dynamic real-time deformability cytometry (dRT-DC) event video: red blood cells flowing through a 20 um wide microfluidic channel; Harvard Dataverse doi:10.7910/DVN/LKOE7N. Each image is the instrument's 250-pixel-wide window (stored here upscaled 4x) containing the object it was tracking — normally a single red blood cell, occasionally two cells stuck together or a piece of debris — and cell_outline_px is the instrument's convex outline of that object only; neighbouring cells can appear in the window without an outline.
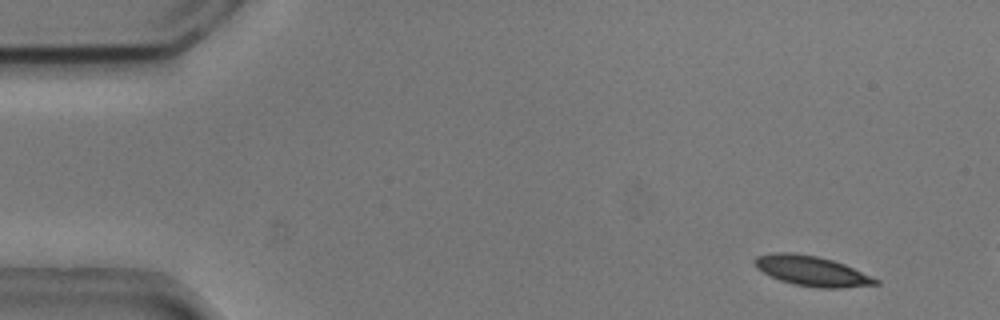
{"species": "common noctule bat (a hibernating species)", "species_latin": "Nyctalus noctula", "temperature_condition": "cold", "stored_images_in_passage": 12, "camera_frame_rate_fps": 3000, "um_per_image_px": 0.085, "animal": {"sex": "male", "body_mass_g": 20.5, "forearm_length_mm": 52.5}, "frame": {"image": 1, "passage_image": 4, "time_ms": 1.0, "image_size_px": [1000, 320], "cell_outline_px": [[880, 284], [844, 288], [816, 288], [796, 284], [780, 280], [756, 268], [752, 260], [756, 256], [776, 252], [792, 252], [816, 256], [832, 260], [844, 264], [872, 276], [880, 280]], "centroid_in_image_um": [69.02, 23.03], "position_along_channel_um": 16.0, "area_um2": 21.15}}